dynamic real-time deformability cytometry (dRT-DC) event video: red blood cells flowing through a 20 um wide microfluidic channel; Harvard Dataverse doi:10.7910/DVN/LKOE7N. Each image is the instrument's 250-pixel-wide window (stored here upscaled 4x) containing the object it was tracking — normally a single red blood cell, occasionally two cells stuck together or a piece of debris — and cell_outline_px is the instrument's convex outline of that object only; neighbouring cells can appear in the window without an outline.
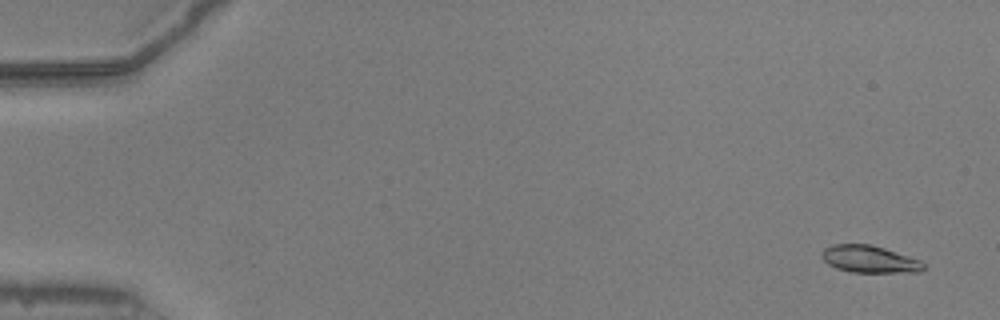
{"species": "common noctule bat (a hibernating species)", "species_latin": "Nyctalus noctula", "temperature_condition": "warm", "stored_images_in_passage": 13, "camera_frame_rate_fps": 3000, "um_per_image_px": 0.085, "animal": {"sex": "male", "body_mass_g": 20.5, "forearm_length_mm": 52.5}, "frame": {"image": 1, "passage_image": 3, "time_ms": 0.667, "image_size_px": [1000, 320], "cell_outline_px": [[924, 268], [920, 272], [852, 272], [836, 268], [828, 264], [820, 256], [820, 252], [824, 248], [832, 244], [872, 244], [920, 260], [924, 264]], "centroid_in_image_um": [73.86, 22.02], "position_along_channel_um": 11.1, "area_um2": 16.13}}